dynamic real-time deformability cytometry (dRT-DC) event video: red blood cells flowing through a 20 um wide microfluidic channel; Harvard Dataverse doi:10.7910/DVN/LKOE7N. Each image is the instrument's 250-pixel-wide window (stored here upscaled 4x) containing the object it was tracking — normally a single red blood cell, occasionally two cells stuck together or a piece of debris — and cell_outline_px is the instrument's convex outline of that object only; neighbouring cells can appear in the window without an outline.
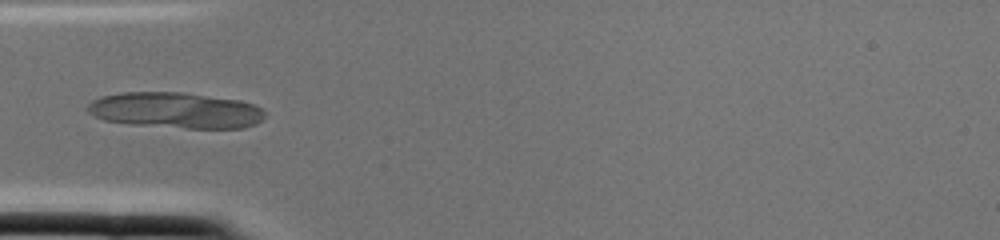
{"species": "common noctule bat (a hibernating species)", "species_latin": "Nyctalus noctula", "temperature_condition": "cold", "stored_images_in_passage": 2, "camera_frame_rate_fps": 3000, "um_per_image_px": 0.085, "animal": {"sex": "female", "body_mass_g": 22.0, "forearm_length_mm": 56.7}, "frame": {"image": 1, "passage_image": 2, "time_ms": 0.333, "image_size_px": [1000, 240], "cell_outline_px": [[264, 116], [256, 124], [244, 128], [184, 128], [128, 124], [104, 120], [88, 112], [84, 108], [92, 100], [100, 96], [120, 92], [184, 92], [240, 100], [252, 104], [260, 108], [264, 112]], "centroid_in_image_um": [14.88, 9.37], "position_along_channel_um": 70.1, "area_um2": 37.28}}